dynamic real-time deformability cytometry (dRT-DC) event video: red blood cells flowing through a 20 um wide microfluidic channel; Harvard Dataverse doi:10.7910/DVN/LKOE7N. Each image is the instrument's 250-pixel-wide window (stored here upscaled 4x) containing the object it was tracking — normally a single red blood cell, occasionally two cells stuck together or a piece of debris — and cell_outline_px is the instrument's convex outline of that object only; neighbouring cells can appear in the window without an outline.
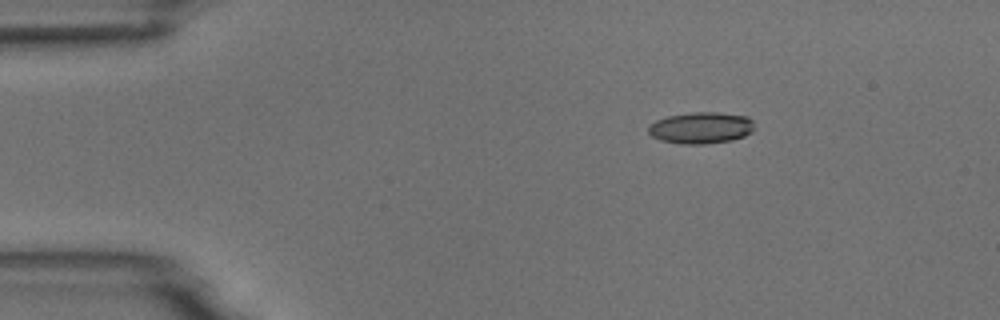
{"species": "common noctule bat (a hibernating species)", "species_latin": "Nyctalus noctula", "temperature_condition": "room temperature", "stored_images_in_passage": 4, "camera_frame_rate_fps": 3000, "um_per_image_px": 0.085, "animal": {"sex": "male", "body_mass_g": 18.8}, "frame": {"image": 1, "passage_image": 1, "time_ms": 0.0, "image_size_px": [1000, 320], "cell_outline_px": [[752, 132], [744, 136], [732, 140], [704, 144], [680, 144], [660, 140], [652, 136], [648, 132], [648, 128], [656, 120], [668, 116], [692, 112], [716, 112], [748, 116], [752, 120]], "centroid_in_image_um": [59.58, 10.87], "position_along_channel_um": 25.4, "area_um2": 19.42}}
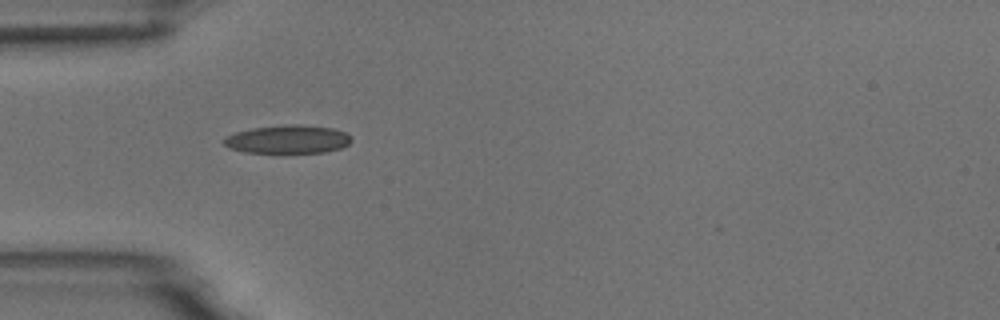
{"frame": {"image": 2, "passage_image": 3, "time_ms": 2.667, "image_size_px": [1000, 320], "cell_outline_px": [[352, 140], [348, 144], [340, 148], [324, 152], [244, 152], [228, 148], [224, 144], [224, 140], [228, 136], [236, 132], [252, 128], [288, 124], [296, 124], [332, 128], [344, 132]], "centroid_in_image_um": [24.44, 11.84], "position_along_channel_um": 60.6, "area_um2": 20.69}}